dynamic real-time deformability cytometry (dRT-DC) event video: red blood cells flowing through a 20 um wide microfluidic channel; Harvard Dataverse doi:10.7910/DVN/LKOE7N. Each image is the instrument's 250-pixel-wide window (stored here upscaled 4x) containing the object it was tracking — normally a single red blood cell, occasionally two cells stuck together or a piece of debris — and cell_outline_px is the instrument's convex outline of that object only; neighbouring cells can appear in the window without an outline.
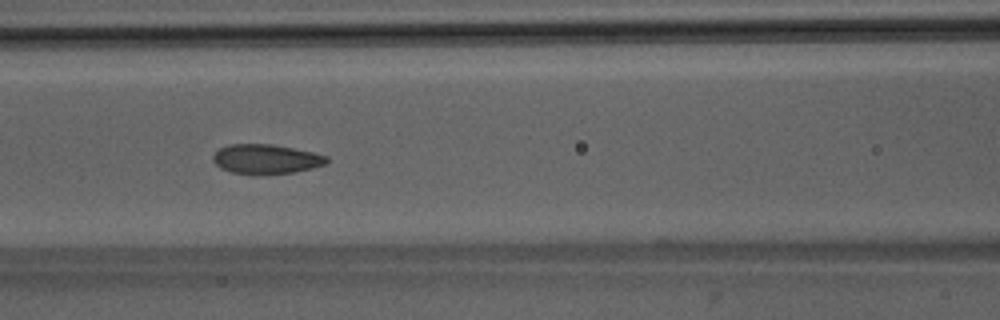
{"species": "Egyptian fruit bat (a non-hibernating species)", "species_latin": "Rousettus aegyptiacus", "temperature_condition": "room temperature", "stored_images_in_passage": 39, "camera_frame_rate_fps": 3000, "um_per_image_px": 0.085, "animal": {"sex": "male"}, "frame": {"image": 1, "passage_image": 9, "time_ms": 2.667, "image_size_px": [1000, 320], "cell_outline_px": [[328, 160], [324, 164], [312, 168], [292, 172], [252, 176], [232, 172], [220, 168], [212, 160], [212, 156], [220, 148], [228, 144], [272, 144], [312, 152], [328, 156]], "centroid_in_image_um": [22.57, 13.53], "position_along_channel_um": 144.0, "area_um2": 19.71}}
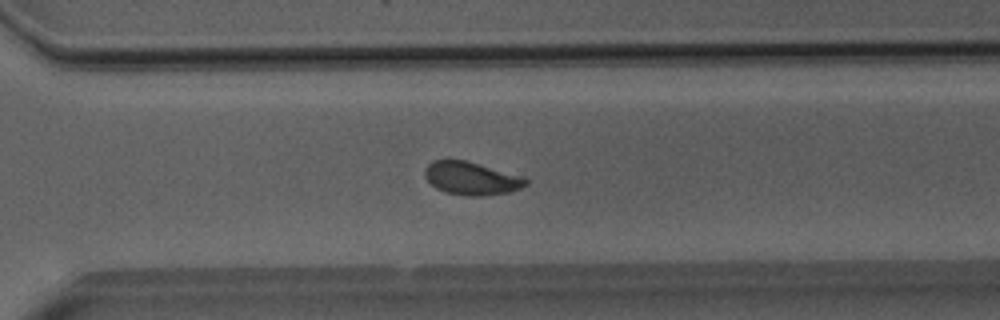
{"frame": {"image": 2, "passage_image": 23, "time_ms": 7.333, "image_size_px": [1000, 320], "cell_outline_px": [[528, 184], [520, 188], [508, 192], [484, 196], [464, 196], [444, 192], [436, 188], [424, 176], [424, 168], [432, 160], [464, 160], [524, 176], [528, 180]], "centroid_in_image_um": [40.06, 15.17], "position_along_channel_um": 330.5, "area_um2": 19.54}, "authors_computed_cell_mechanics": {"area_um2": 19.3052, "velocity_mm_per_s": 3.9995, "shape_relaxation_time_tau1_ms": null, "shape_relaxation_time_tau2_ms": 1.74, "deformation_change_tau1": null, "deformation_change_tau2": 0.0651}}